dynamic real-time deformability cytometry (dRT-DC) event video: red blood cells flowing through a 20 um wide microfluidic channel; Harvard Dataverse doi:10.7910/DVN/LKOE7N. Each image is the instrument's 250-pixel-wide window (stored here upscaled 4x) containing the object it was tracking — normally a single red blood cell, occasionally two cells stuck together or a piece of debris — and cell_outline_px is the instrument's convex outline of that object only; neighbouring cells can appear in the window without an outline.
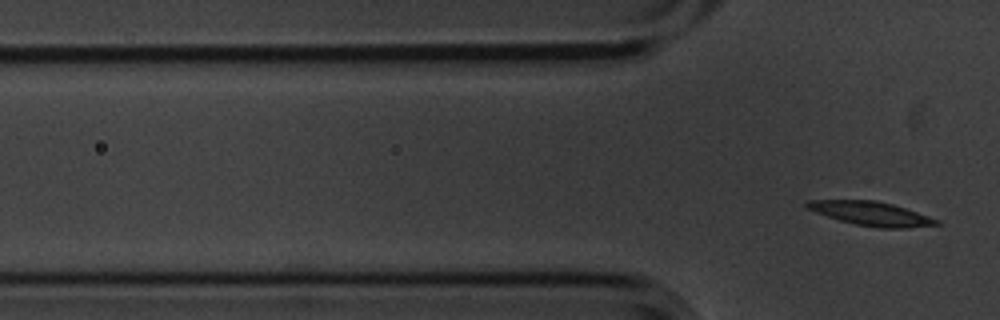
{"species": "common noctule bat (a hibernating species)", "species_latin": "Nyctalus noctula", "temperature_condition": "cold", "stored_images_in_passage": 8, "camera_frame_rate_fps": 3000, "um_per_image_px": 0.085, "animal": {"sex": "male", "body_mass_g": 20.1, "forearm_length_mm": 53.5}, "frame": {"image": 1, "passage_image": 8, "time_ms": 2.333, "image_size_px": [1000, 320], "cell_outline_px": [[940, 224], [908, 228], [880, 228], [856, 224], [840, 220], [816, 212], [808, 208], [804, 204], [808, 200], [876, 200], [892, 204], [940, 220]], "centroid_in_image_um": [74.06, 18.15], "position_along_channel_um": 51.7, "area_um2": 17.8}}